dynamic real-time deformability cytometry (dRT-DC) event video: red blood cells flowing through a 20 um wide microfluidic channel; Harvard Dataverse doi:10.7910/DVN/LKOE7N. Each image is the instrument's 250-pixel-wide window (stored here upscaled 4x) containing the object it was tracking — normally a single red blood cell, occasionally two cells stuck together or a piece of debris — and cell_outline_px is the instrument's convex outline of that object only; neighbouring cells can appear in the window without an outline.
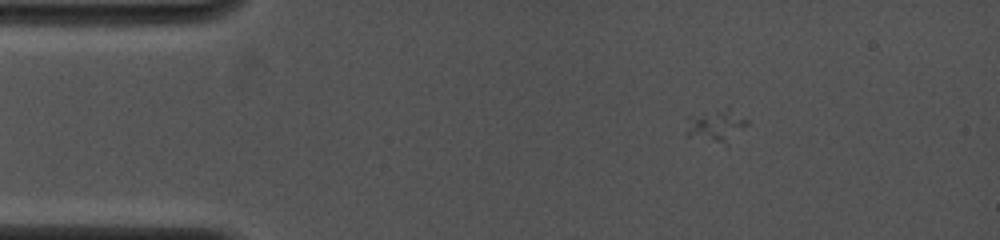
{"species": "common noctule bat (a hibernating species)", "species_latin": "Nyctalus noctula", "temperature_condition": "cold", "stored_images_in_passage": 6, "camera_frame_rate_fps": 4000, "um_per_image_px": 0.085, "animal": {"sex": "female", "body_mass_g": 19.0, "forearm_length_mm": 53.3}, "frame": {"image": 1, "passage_image": 1, "time_ms": 0.0, "image_size_px": [1000, 240], "cell_outline_px": [[748, 124], [728, 148], [688, 136], [688, 116], [704, 112], [728, 108], [748, 120]], "centroid_in_image_um": [60.93, 10.76], "position_along_channel_um": 24.1, "area_um2": 11.96}}
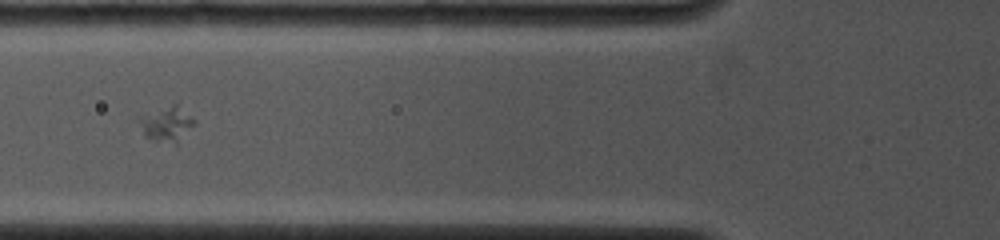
{"frame": {"image": 2, "passage_image": 4, "time_ms": 3.75, "image_size_px": [1000, 240], "cell_outline_px": [[196, 124], [176, 144], [152, 140], [144, 136], [136, 116], [176, 100], [196, 120]], "centroid_in_image_um": [14.16, 10.46], "position_along_channel_um": 111.6, "area_um2": 12.14}}
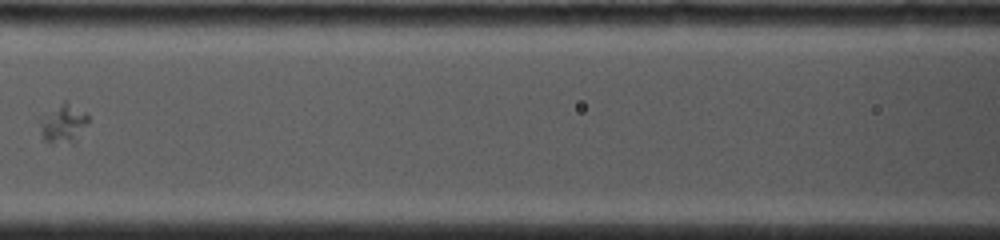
{"frame": {"image": 3, "passage_image": 5, "time_ms": 5.0, "image_size_px": [1000, 240], "cell_outline_px": [[88, 124], [76, 144], [72, 144], [44, 140], [40, 124], [40, 116], [44, 112], [64, 100], [68, 100], [84, 112], [88, 116]], "centroid_in_image_um": [5.41, 10.47], "position_along_channel_um": 161.2, "area_um2": 11.27}}